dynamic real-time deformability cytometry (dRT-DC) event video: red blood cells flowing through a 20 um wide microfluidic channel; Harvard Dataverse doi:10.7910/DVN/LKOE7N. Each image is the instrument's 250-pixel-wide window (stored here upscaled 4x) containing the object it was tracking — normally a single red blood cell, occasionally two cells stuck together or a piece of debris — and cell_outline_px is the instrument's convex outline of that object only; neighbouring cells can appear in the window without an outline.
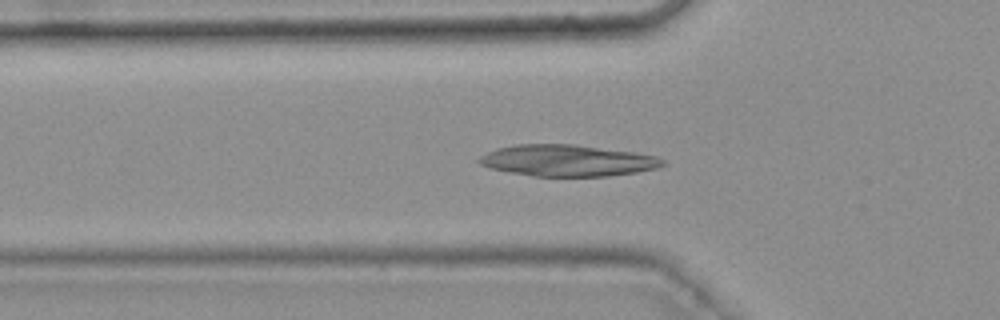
{"species": "common noctule bat (a hibernating species)", "species_latin": "Nyctalus noctula", "temperature_condition": "warm", "stored_images_in_passage": 28, "camera_frame_rate_fps": 3000, "um_per_image_px": 0.085, "animal": {"sex": "female", "body_mass_g": 25.1}, "frame": {"image": 1, "passage_image": 4, "time_ms": 1.0, "image_size_px": [1000, 320], "cell_outline_px": [[664, 164], [660, 168], [636, 172], [608, 176], [532, 176], [508, 172], [492, 168], [480, 164], [476, 160], [480, 156], [496, 148], [516, 144], [576, 144], [632, 152], [656, 156], [664, 160]], "centroid_in_image_um": [48.22, 13.64], "position_along_channel_um": 77.6, "area_um2": 33.64}}
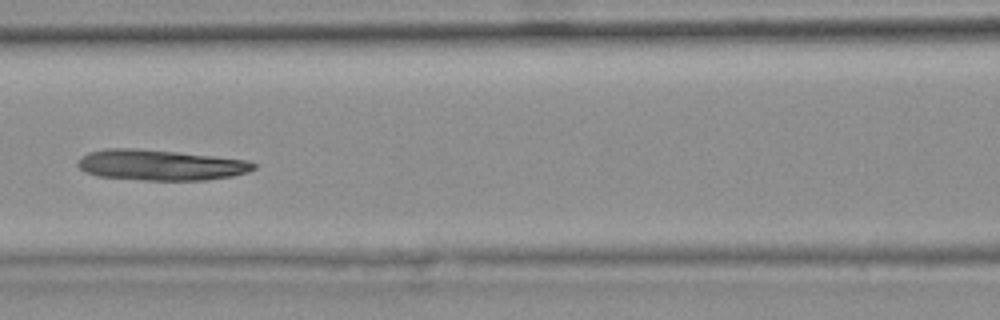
{"frame": {"image": 2, "passage_image": 10, "time_ms": 3.0, "image_size_px": [1000, 320], "cell_outline_px": [[256, 168], [248, 172], [232, 176], [204, 180], [140, 180], [96, 176], [84, 172], [76, 164], [76, 160], [80, 156], [88, 152], [104, 148], [132, 148], [176, 152], [248, 160], [256, 164]], "centroid_in_image_um": [13.57, 14.03], "position_along_channel_um": 153.0, "area_um2": 31.62}}
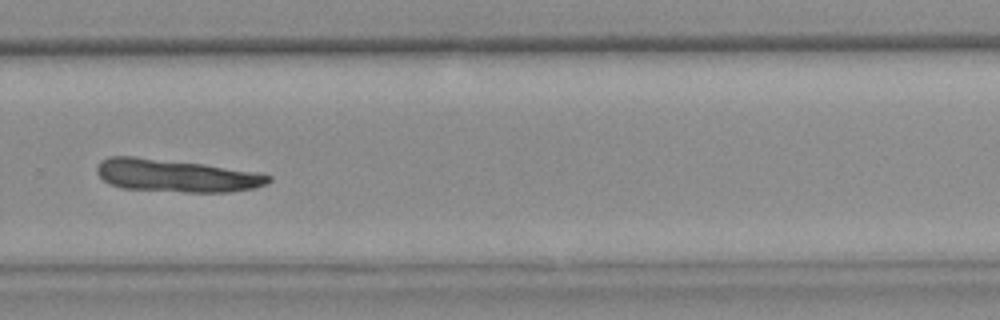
{"frame": {"image": 3, "passage_image": 23, "time_ms": 7.333, "image_size_px": [1000, 320], "cell_outline_px": [[272, 180], [268, 184], [252, 188], [228, 192], [184, 192], [120, 188], [108, 184], [96, 172], [96, 168], [100, 160], [108, 156], [132, 156], [204, 164], [260, 172], [272, 176]], "centroid_in_image_um": [14.97, 14.93], "position_along_channel_um": 314.8, "area_um2": 32.95}}